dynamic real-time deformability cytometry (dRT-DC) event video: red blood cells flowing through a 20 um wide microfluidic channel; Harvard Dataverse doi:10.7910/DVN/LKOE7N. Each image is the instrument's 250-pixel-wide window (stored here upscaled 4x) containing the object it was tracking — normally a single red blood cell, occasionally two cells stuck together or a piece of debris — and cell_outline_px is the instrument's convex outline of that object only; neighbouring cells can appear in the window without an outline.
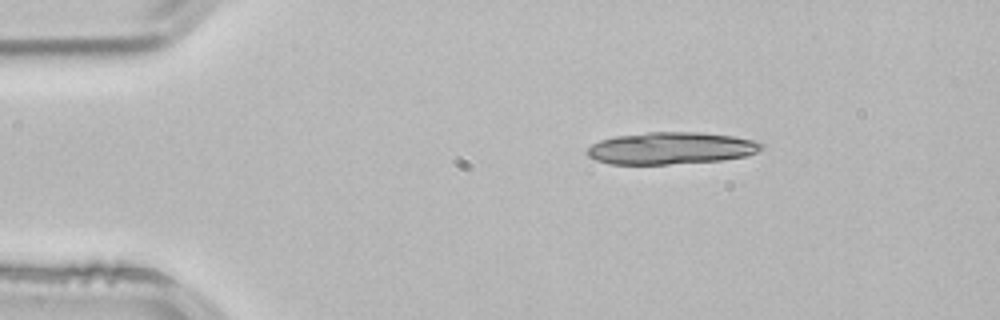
{"species": "common noctule bat (a hibernating species)", "species_latin": "Nyctalus noctula", "temperature_condition": "room temperature", "stored_images_in_passage": 2, "camera_frame_rate_fps": 3000, "um_per_image_px": 0.085, "animal": {"sex": "male", "body_mass_g": 21.5, "forearm_length_mm": 52.0}, "frame": {"image": 1, "passage_image": 1, "time_ms": 0.0, "image_size_px": [1000, 320], "cell_outline_px": [[764, 148], [756, 152], [744, 156], [724, 160], [668, 164], [608, 164], [596, 160], [588, 156], [584, 152], [592, 144], [600, 140], [616, 136], [648, 132], [696, 132], [732, 136], [752, 140], [764, 144]], "centroid_in_image_um": [57.0, 12.6], "position_along_channel_um": 28.0, "area_um2": 32.54}}